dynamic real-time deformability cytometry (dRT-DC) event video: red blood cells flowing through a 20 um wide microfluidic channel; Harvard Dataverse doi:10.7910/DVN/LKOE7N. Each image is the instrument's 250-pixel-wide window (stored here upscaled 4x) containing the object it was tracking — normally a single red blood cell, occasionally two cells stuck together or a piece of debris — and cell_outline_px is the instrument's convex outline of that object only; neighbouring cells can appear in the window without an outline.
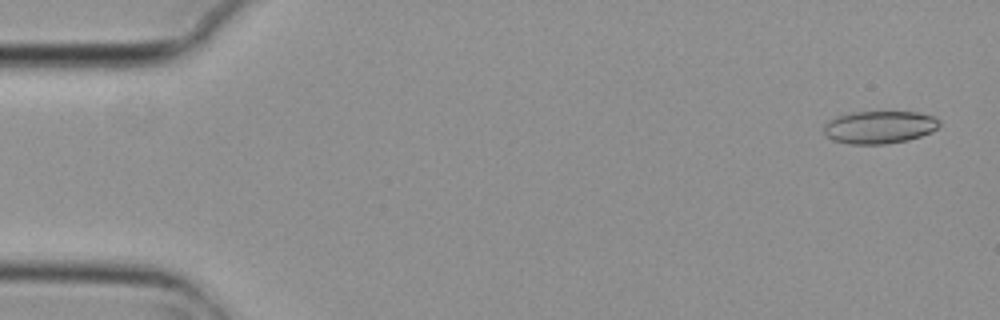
{"species": "common noctule bat (a hibernating species)", "species_latin": "Nyctalus noctula", "temperature_condition": "cold", "stored_images_in_passage": 4, "camera_frame_rate_fps": 3000, "um_per_image_px": 0.085, "animal": {"sex": "female", "body_mass_g": 29.2, "forearm_length_mm": 56.3}, "frame": {"image": 1, "passage_image": 1, "time_ms": 0.0, "image_size_px": [1000, 320], "cell_outline_px": [[940, 124], [932, 132], [908, 140], [884, 144], [848, 144], [832, 140], [824, 136], [824, 124], [828, 120], [836, 116], [852, 112], [916, 112], [932, 116], [940, 120]], "centroid_in_image_um": [74.71, 10.81], "position_along_channel_um": 10.3, "area_um2": 22.14}}
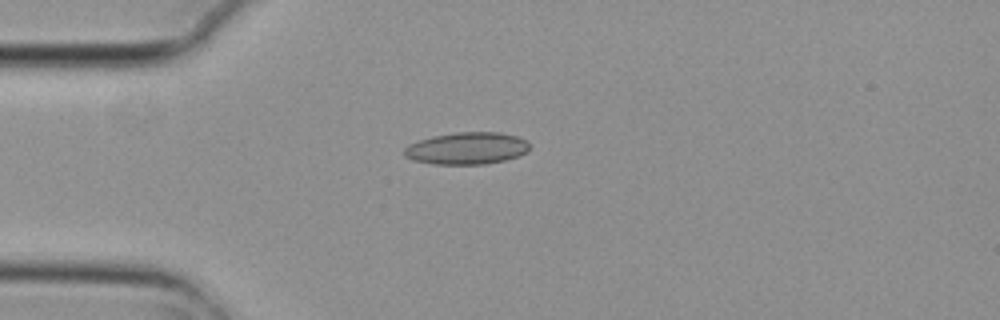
{"frame": {"image": 2, "passage_image": 3, "time_ms": 0.667, "image_size_px": [1000, 320], "cell_outline_px": [[528, 152], [520, 156], [504, 160], [484, 164], [432, 164], [412, 160], [404, 156], [404, 148], [408, 144], [432, 136], [456, 132], [500, 132], [516, 136], [528, 140]], "centroid_in_image_um": [39.68, 12.6], "position_along_channel_um": 45.3, "area_um2": 23.58}}